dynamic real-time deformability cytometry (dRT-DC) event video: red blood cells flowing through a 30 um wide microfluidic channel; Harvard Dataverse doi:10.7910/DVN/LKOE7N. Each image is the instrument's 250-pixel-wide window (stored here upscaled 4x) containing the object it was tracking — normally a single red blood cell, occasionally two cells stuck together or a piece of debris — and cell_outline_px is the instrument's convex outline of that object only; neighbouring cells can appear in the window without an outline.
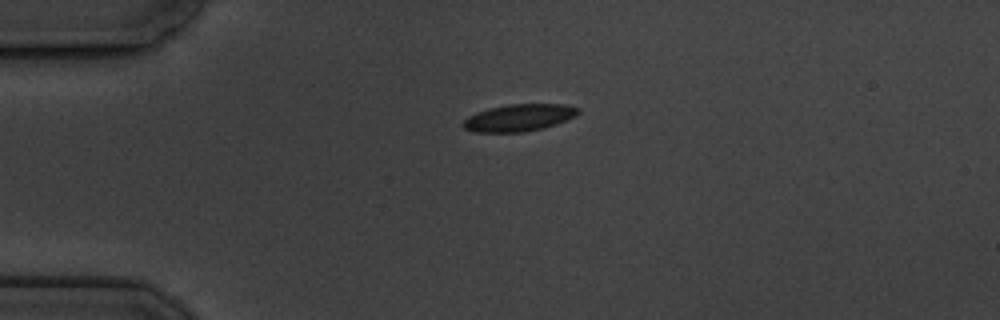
{"species": "common noctule bat (a hibernating species)", "species_latin": "Nyctalus noctula", "temperature_condition": "cold", "stored_images_in_passage": 2, "camera_frame_rate_fps": 3000, "um_per_image_px": 0.085, "animal": {"sex": "male", "body_mass_g": 19.5, "forearm_length_mm": 54.6}, "frame": {"image": 1, "passage_image": 1, "time_ms": 0.0, "image_size_px": [1000, 320], "cell_outline_px": [[580, 112], [576, 116], [556, 124], [540, 128], [520, 132], [476, 132], [464, 128], [460, 124], [468, 116], [476, 112], [488, 108], [508, 104], [564, 104], [580, 108]], "centroid_in_image_um": [44.1, 9.99], "position_along_channel_um": 40.9, "area_um2": 18.15}}